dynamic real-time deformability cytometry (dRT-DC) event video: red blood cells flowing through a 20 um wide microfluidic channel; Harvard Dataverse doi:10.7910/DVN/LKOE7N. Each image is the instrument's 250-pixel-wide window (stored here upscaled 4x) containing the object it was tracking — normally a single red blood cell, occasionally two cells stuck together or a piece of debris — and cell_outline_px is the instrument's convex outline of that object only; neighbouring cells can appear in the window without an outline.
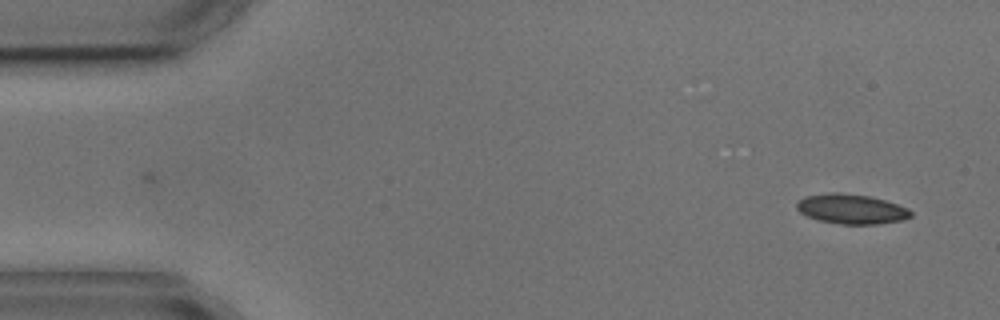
{"species": "common noctule bat (a hibernating species)", "species_latin": "Nyctalus noctula", "temperature_condition": "cold", "stored_images_in_passage": 3, "camera_frame_rate_fps": 3000, "um_per_image_px": 0.085, "animal": {"sex": "male", "body_mass_g": 17.9, "forearm_length_mm": 54.2}, "frame": {"image": 1, "passage_image": 3, "time_ms": 2.333, "image_size_px": [1000, 320], "cell_outline_px": [[912, 216], [900, 220], [876, 224], [840, 224], [816, 220], [800, 212], [796, 208], [796, 204], [804, 196], [832, 192], [836, 192], [868, 196], [884, 200], [908, 208], [912, 212]], "centroid_in_image_um": [72.34, 17.77], "position_along_channel_um": 12.7, "area_um2": 19.65}}